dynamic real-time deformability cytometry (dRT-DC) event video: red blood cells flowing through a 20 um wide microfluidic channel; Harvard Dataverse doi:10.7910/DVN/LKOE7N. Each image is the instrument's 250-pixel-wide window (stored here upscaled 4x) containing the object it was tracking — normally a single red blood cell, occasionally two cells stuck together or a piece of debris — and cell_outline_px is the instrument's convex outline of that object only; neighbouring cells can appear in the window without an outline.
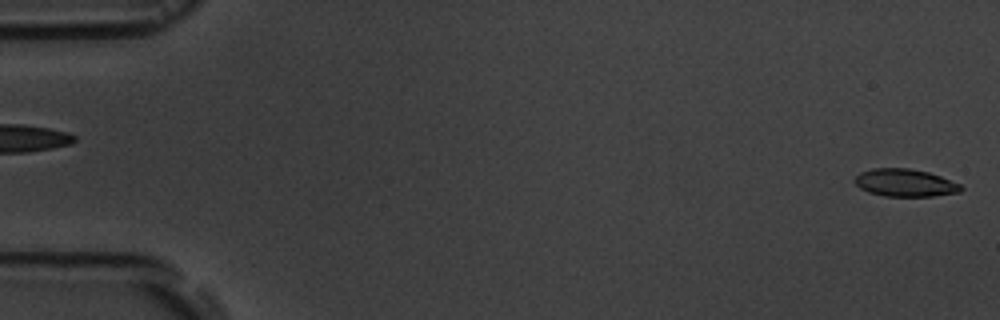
{"species": "common noctule bat (a hibernating species)", "species_latin": "Nyctalus noctula", "temperature_condition": "room temperature", "stored_images_in_passage": 4, "segment_of_instrument_passage": [2, 2], "camera_frame_rate_fps": 3000, "um_per_image_px": 0.085, "animal": {"sex": "male", "body_mass_g": 19.5, "forearm_length_mm": 54.6}, "frame": {"image": 1, "passage_image": 4, "time_ms": 3.333, "image_size_px": [1000, 320], "cell_outline_px": [[964, 188], [960, 192], [932, 196], [884, 196], [868, 192], [860, 188], [852, 180], [860, 172], [872, 168], [908, 168], [928, 172], [940, 176], [960, 184]], "centroid_in_image_um": [76.9, 15.53], "position_along_channel_um": 8.1, "area_um2": 17.11}}